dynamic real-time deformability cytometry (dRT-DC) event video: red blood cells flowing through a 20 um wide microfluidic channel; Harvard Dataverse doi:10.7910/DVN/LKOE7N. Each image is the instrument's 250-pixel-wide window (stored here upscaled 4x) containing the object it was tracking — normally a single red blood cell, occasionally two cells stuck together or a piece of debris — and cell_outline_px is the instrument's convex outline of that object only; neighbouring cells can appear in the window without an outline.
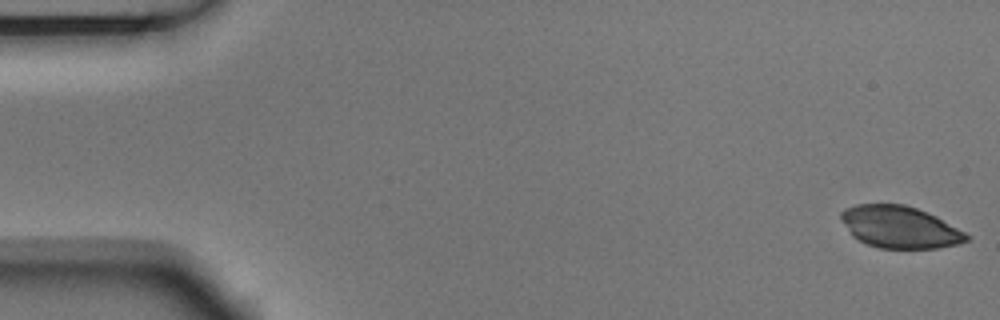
{"species": "Egyptian fruit bat (a non-hibernating species)", "species_latin": "Rousettus aegyptiacus", "temperature_condition": "room temperature", "stored_images_in_passage": 6, "camera_frame_rate_fps": 3000, "um_per_image_px": 0.085, "animal": {"sex": "male"}, "frame": {"image": 1, "passage_image": 1, "time_ms": 0.0, "image_size_px": [1000, 320], "cell_outline_px": [[972, 236], [968, 240], [956, 244], [936, 248], [880, 248], [868, 244], [852, 236], [840, 220], [840, 212], [844, 208], [856, 204], [904, 204], [916, 208], [936, 216]], "centroid_in_image_um": [76.45, 19.29], "position_along_channel_um": 8.5, "area_um2": 30.63}}